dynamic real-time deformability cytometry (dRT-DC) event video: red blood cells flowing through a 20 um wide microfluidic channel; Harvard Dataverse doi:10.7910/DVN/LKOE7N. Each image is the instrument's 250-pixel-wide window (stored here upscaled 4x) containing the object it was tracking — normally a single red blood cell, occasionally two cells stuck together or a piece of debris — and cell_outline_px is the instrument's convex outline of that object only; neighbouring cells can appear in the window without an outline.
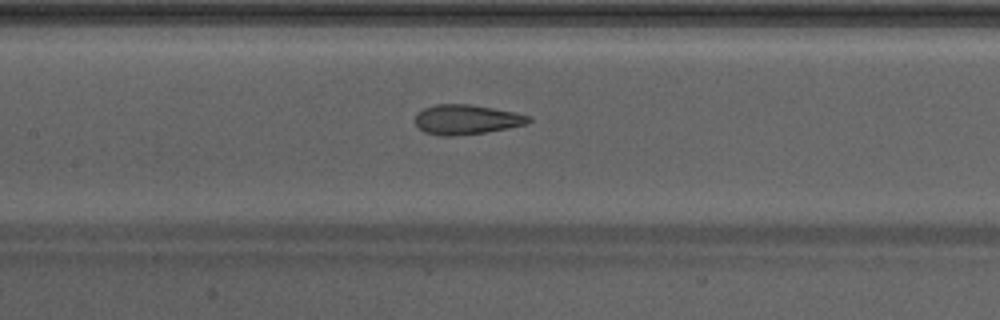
{"species": "Egyptian fruit bat (a non-hibernating species)", "species_latin": "Rousettus aegyptiacus", "temperature_condition": "warm", "stored_images_in_passage": 28, "camera_frame_rate_fps": 3000, "um_per_image_px": 0.085, "animal": {"sex": "male"}, "frame": {"image": 1, "passage_image": 13, "time_ms": 4.0, "image_size_px": [1000, 320], "cell_outline_px": [[532, 120], [524, 124], [508, 128], [484, 132], [452, 136], [440, 136], [424, 132], [416, 124], [416, 112], [424, 108], [436, 104], [472, 104], [532, 116]], "centroid_in_image_um": [39.62, 10.15], "position_along_channel_um": 167.8, "area_um2": 19.54}}
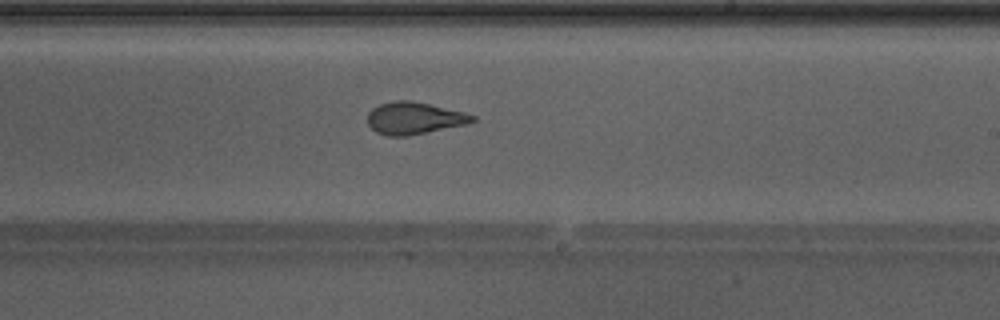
{"frame": {"image": 2, "passage_image": 19, "time_ms": 6.0, "image_size_px": [1000, 320], "cell_outline_px": [[476, 120], [468, 124], [404, 136], [388, 136], [376, 132], [368, 124], [368, 112], [372, 108], [380, 104], [396, 100], [408, 100], [428, 104], [464, 112], [476, 116]], "centroid_in_image_um": [35.2, 10.04], "position_along_channel_um": 253.8, "area_um2": 19.42}}
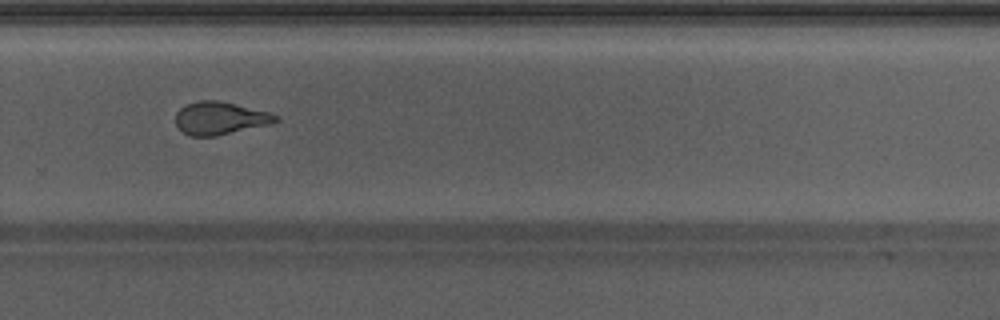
{"frame": {"image": 3, "passage_image": 23, "time_ms": 7.333, "image_size_px": [1000, 320], "cell_outline_px": [[280, 120], [268, 124], [216, 136], [188, 136], [176, 124], [176, 112], [184, 104], [196, 100], [216, 100], [236, 104], [268, 112], [280, 116]], "centroid_in_image_um": [18.67, 10.03], "position_along_channel_um": 311.1, "area_um2": 19.07}, "authors_computed_cell_mechanics": {"area_um2": 19.7676, "velocity_mm_per_s": 4.3152, "shape_relaxation_time_tau1_ms": 4.4204, "shape_relaxation_time_tau2_ms": 1.2346, "deformation_change_tau1": 0.151, "deformation_change_tau2": 0.0933}}